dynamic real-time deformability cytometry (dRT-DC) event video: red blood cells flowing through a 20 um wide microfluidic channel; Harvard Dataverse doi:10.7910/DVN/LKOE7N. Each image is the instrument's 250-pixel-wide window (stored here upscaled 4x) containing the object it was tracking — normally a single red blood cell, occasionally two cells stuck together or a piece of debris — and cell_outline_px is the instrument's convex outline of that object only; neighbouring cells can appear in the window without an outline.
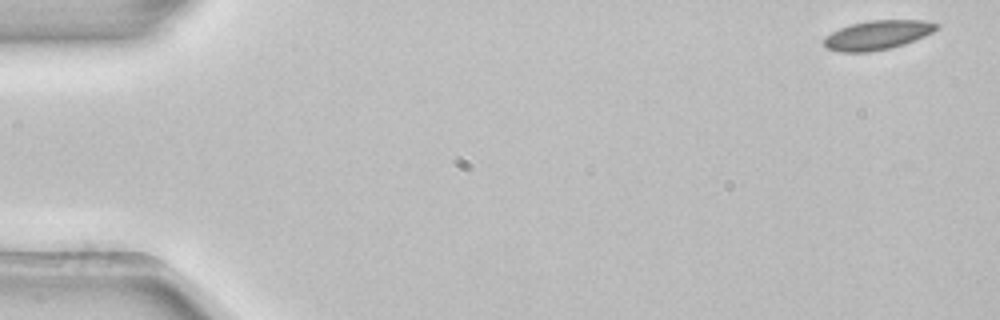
{"species": "common noctule bat (a hibernating species)", "species_latin": "Nyctalus noctula", "temperature_condition": "room temperature", "stored_images_in_passage": 51, "camera_frame_rate_fps": 3000, "um_per_image_px": 0.085, "animal": {"sex": "female", "body_mass_g": 22.7, "forearm_length_mm": 54.2}, "frame": {"image": 1, "passage_image": 1, "time_ms": 0.0, "image_size_px": [1000, 320], "cell_outline_px": [[940, 28], [916, 40], [904, 44], [888, 48], [868, 52], [840, 52], [828, 48], [824, 44], [824, 36], [840, 28], [852, 24], [868, 20], [924, 20], [940, 24]], "centroid_in_image_um": [74.61, 2.97], "position_along_channel_um": 10.4, "area_um2": 19.13}}
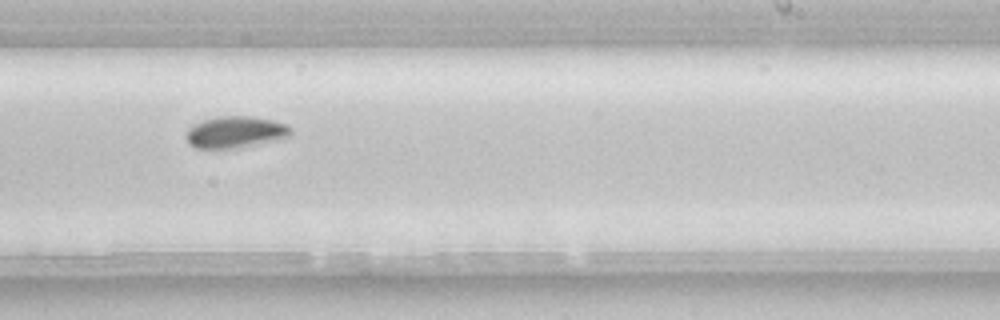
{"frame": {"image": 2, "passage_image": 32, "time_ms": 10.333, "image_size_px": [1000, 320], "cell_outline_px": [[292, 132], [288, 136], [280, 140], [240, 148], [196, 148], [188, 144], [188, 128], [204, 120], [220, 116], [248, 116], [272, 120], [288, 124], [292, 128]], "centroid_in_image_um": [20.08, 11.24], "position_along_channel_um": 268.9, "area_um2": 19.31}}
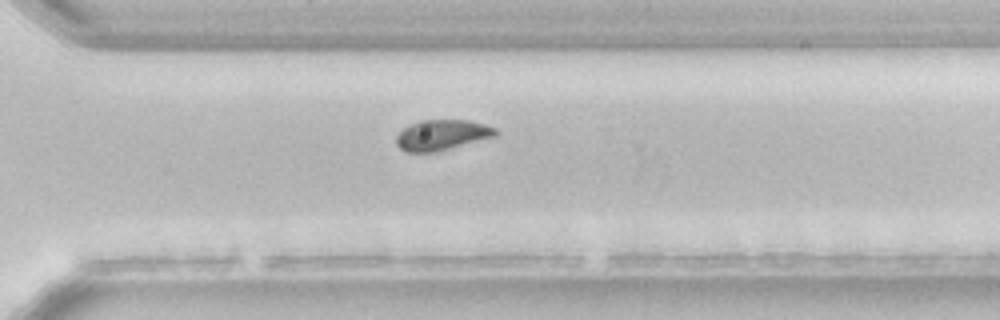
{"frame": {"image": 3, "passage_image": 37, "time_ms": 12.0, "image_size_px": [1000, 320], "cell_outline_px": [[500, 132], [496, 136], [436, 152], [404, 152], [396, 144], [396, 136], [404, 128], [420, 120], [468, 120], [484, 124], [496, 128]], "centroid_in_image_um": [37.58, 11.48], "position_along_channel_um": 333.0, "area_um2": 17.63}, "authors_computed_cell_mechanics": {"area_um2": 19.3052, "velocity_mm_per_s": 3.8499, "shape_relaxation_time_tau1_ms": 4.8729, "shape_relaxation_time_tau2_ms": null, "deformation_change_tau1": 0.0913, "deformation_change_tau2": null}}